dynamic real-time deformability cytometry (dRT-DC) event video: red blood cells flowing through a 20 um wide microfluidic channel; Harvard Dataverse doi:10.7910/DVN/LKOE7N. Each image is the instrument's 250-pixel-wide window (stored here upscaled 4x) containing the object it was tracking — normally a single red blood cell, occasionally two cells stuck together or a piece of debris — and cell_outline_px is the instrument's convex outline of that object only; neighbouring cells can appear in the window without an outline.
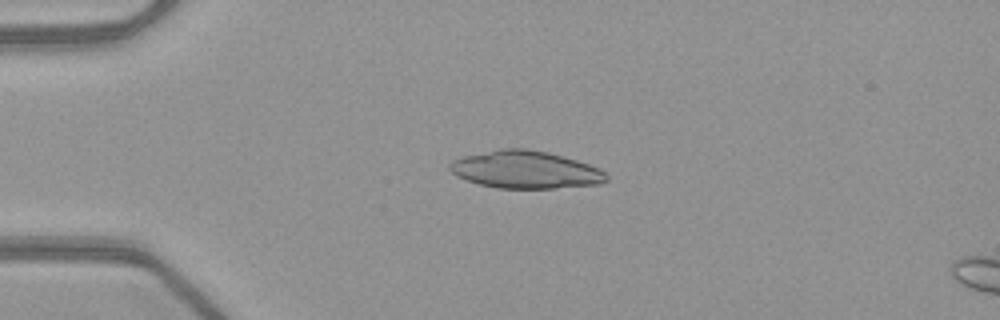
{"species": "common noctule bat (a hibernating species)", "species_latin": "Nyctalus noctula", "temperature_condition": "warm", "stored_images_in_passage": 16, "camera_frame_rate_fps": 3000, "um_per_image_px": 0.085, "animal": {"sex": "female", "body_mass_g": 21.9}, "frame": {"image": 1, "passage_image": 12, "time_ms": 3.667, "image_size_px": [1000, 320], "cell_outline_px": [[608, 180], [600, 184], [556, 188], [496, 188], [480, 184], [456, 176], [448, 168], [448, 164], [452, 160], [464, 156], [500, 148], [528, 148], [548, 152], [576, 160], [600, 168], [608, 176]], "centroid_in_image_um": [44.66, 14.42], "position_along_channel_um": 40.3, "area_um2": 34.33}}